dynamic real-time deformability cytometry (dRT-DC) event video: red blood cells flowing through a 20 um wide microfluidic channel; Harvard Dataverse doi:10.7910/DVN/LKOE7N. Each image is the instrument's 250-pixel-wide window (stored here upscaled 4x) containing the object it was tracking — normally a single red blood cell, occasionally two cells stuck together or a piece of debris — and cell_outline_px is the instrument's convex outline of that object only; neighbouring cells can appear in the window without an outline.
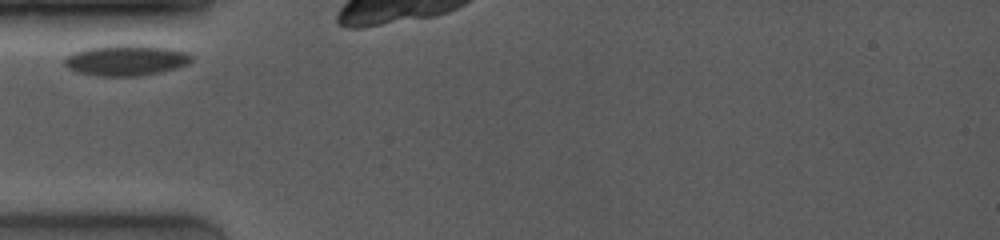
{"species": "common noctule bat (a hibernating species)", "species_latin": "Nyctalus noctula", "temperature_condition": "room temperature", "stored_images_in_passage": 3, "camera_frame_rate_fps": 4000, "um_per_image_px": 0.085, "animal": {"sex": "female", "body_mass_g": 19.0, "forearm_length_mm": 53.3}, "frame": {"image": 1, "passage_image": 1, "time_ms": 0.0, "image_size_px": [1000, 240], "cell_outline_px": [[196, 56], [188, 64], [176, 68], [160, 72], [140, 76], [96, 76], [76, 72], [68, 68], [64, 64], [64, 56], [72, 52], [88, 48], [116, 44], [140, 44], [168, 48], [188, 52]], "centroid_in_image_um": [10.72, 5.11], "position_along_channel_um": 74.3, "area_um2": 23.29}}